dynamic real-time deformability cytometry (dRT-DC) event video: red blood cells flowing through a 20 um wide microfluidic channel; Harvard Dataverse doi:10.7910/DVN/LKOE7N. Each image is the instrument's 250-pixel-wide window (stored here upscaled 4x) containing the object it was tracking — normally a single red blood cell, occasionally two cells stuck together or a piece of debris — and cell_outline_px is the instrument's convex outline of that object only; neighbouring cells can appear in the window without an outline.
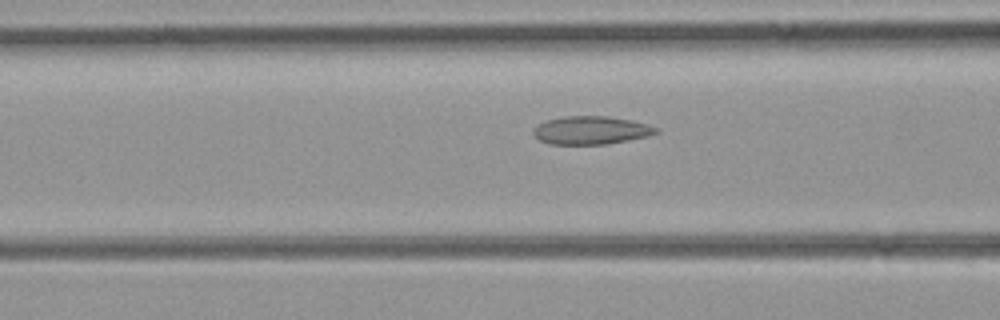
{"species": "common noctule bat (a hibernating species)", "species_latin": "Nyctalus noctula", "temperature_condition": "room temperature", "stored_images_in_passage": 28, "camera_frame_rate_fps": 3000, "um_per_image_px": 0.085, "animal": {"sex": "female", "body_mass_g": 21.9}, "frame": {"image": 1, "passage_image": 7, "time_ms": 2.0, "image_size_px": [1000, 320], "cell_outline_px": [[660, 132], [648, 136], [608, 144], [548, 144], [540, 140], [532, 132], [532, 128], [536, 124], [548, 120], [564, 116], [608, 116], [632, 120], [648, 124], [660, 128]], "centroid_in_image_um": [50.26, 11.07], "position_along_channel_um": 116.3, "area_um2": 20.35}}
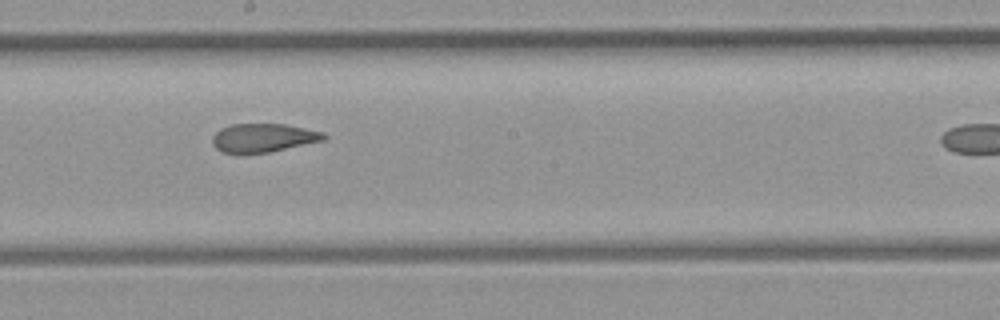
{"frame": {"image": 2, "passage_image": 15, "time_ms": 4.667, "image_size_px": [1000, 320], "cell_outline_px": [[328, 136], [324, 140], [268, 152], [244, 156], [220, 152], [212, 144], [212, 136], [220, 128], [232, 124], [284, 124], [324, 132]], "centroid_in_image_um": [22.31, 11.74], "position_along_channel_um": 225.9, "area_um2": 19.02}}
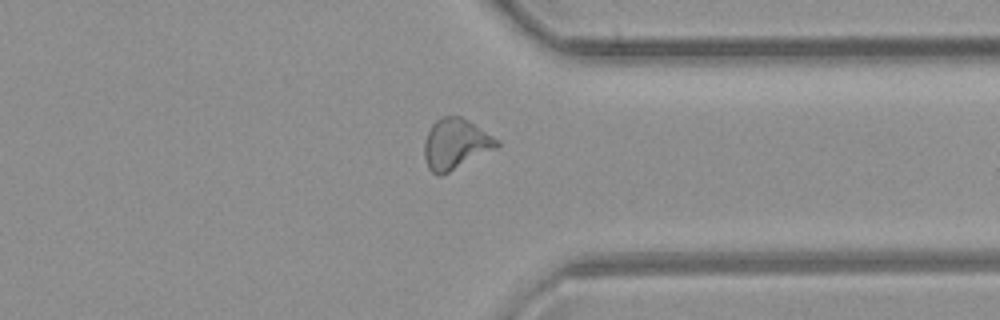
{"frame": {"image": 3, "passage_image": 26, "time_ms": 8.333, "image_size_px": [1000, 320], "cell_outline_px": [[500, 144], [496, 148], [440, 176], [432, 172], [428, 168], [424, 156], [424, 140], [432, 124], [436, 120], [444, 116], [460, 116], [468, 120], [500, 140]], "centroid_in_image_um": [38.71, 12.23], "position_along_channel_um": 372.7, "area_um2": 21.15}}